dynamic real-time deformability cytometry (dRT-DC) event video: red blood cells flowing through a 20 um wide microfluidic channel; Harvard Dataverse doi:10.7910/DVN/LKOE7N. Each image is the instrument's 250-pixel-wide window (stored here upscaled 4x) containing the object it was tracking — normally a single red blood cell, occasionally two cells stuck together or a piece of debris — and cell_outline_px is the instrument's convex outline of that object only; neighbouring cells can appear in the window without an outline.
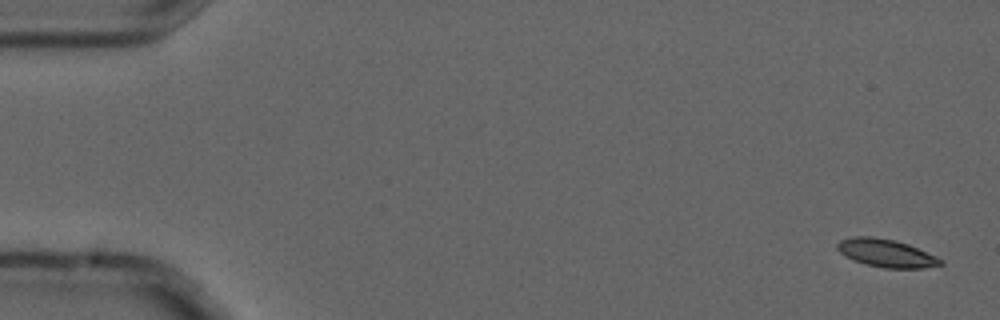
{"species": "common noctule bat (a hibernating species)", "species_latin": "Nyctalus noctula", "temperature_condition": "cold", "stored_images_in_passage": 6, "camera_frame_rate_fps": 3000, "um_per_image_px": 0.085, "animal": {"sex": "male", "forearm_length_mm": 52.5}, "frame": {"image": 1, "passage_image": 1, "time_ms": 0.0, "image_size_px": [1000, 320], "cell_outline_px": [[944, 264], [924, 268], [884, 268], [868, 264], [856, 260], [840, 252], [836, 248], [836, 244], [840, 240], [852, 236], [872, 236], [892, 240], [908, 244], [936, 256], [944, 260]], "centroid_in_image_um": [75.36, 21.51], "position_along_channel_um": 9.6, "area_um2": 16.59}}
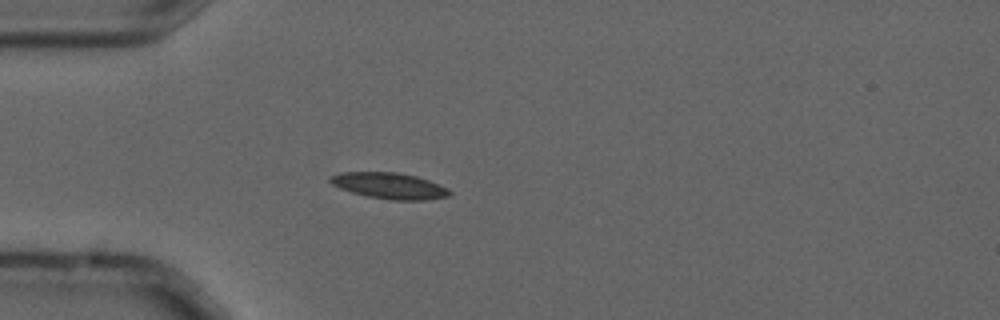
{"frame": {"image": 2, "passage_image": 5, "time_ms": 1.333, "image_size_px": [1000, 320], "cell_outline_px": [[452, 192], [448, 196], [424, 200], [388, 200], [368, 196], [352, 192], [340, 188], [332, 184], [328, 180], [328, 176], [340, 172], [396, 172], [416, 176], [428, 180], [448, 188]], "centroid_in_image_um": [33.07, 15.78], "position_along_channel_um": 51.9, "area_um2": 18.15}}